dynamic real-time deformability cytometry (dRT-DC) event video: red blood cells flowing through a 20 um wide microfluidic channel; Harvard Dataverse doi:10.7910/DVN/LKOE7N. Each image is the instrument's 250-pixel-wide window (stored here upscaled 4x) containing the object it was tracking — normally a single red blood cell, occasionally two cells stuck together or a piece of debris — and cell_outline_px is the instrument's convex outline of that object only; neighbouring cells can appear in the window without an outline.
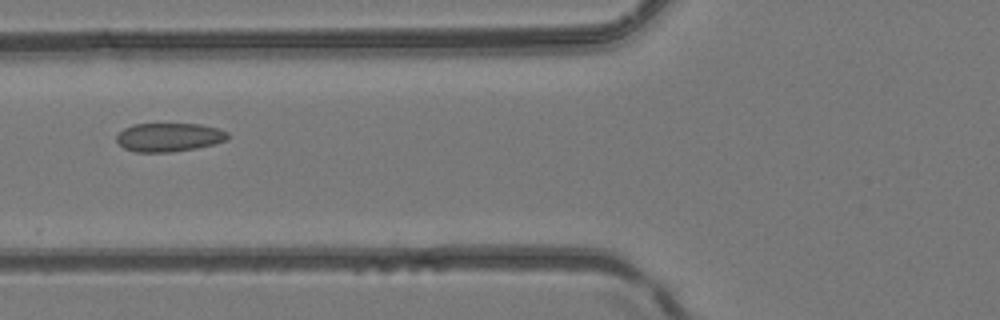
{"species": "common noctule bat (a hibernating species)", "species_latin": "Nyctalus noctula", "temperature_condition": "room temperature", "stored_images_in_passage": 6, "camera_frame_rate_fps": 3000, "um_per_image_px": 0.085, "animal": {"sex": "female", "body_mass_g": 24.6, "forearm_length_mm": 56.2}, "frame": {"image": 1, "passage_image": 5, "time_ms": 1.333, "image_size_px": [1000, 320], "cell_outline_px": [[228, 140], [196, 148], [172, 152], [136, 152], [124, 148], [116, 140], [116, 136], [124, 128], [136, 124], [200, 124], [216, 128], [228, 132]], "centroid_in_image_um": [14.36, 11.67], "position_along_channel_um": 111.4, "area_um2": 18.44}}
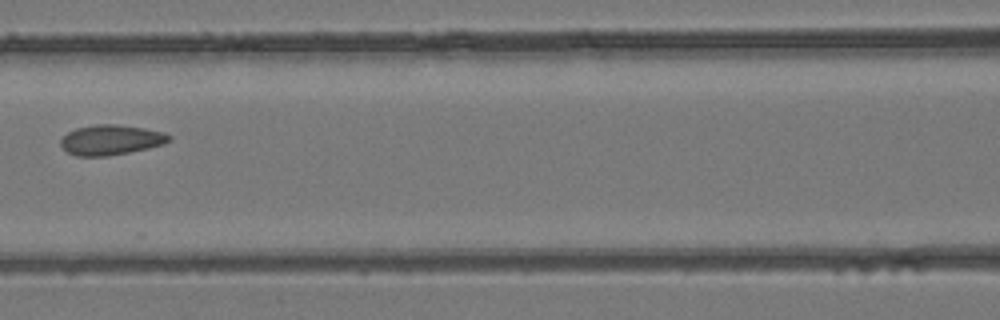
{"frame": {"image": 2, "passage_image": 6, "time_ms": 1.667, "image_size_px": [1000, 320], "cell_outline_px": [[172, 140], [164, 144], [148, 148], [108, 156], [76, 156], [68, 152], [60, 144], [60, 140], [68, 132], [76, 128], [96, 124], [116, 124], [144, 128], [164, 132], [172, 136]], "centroid_in_image_um": [9.45, 11.88], "position_along_channel_um": 157.1, "area_um2": 19.02}}